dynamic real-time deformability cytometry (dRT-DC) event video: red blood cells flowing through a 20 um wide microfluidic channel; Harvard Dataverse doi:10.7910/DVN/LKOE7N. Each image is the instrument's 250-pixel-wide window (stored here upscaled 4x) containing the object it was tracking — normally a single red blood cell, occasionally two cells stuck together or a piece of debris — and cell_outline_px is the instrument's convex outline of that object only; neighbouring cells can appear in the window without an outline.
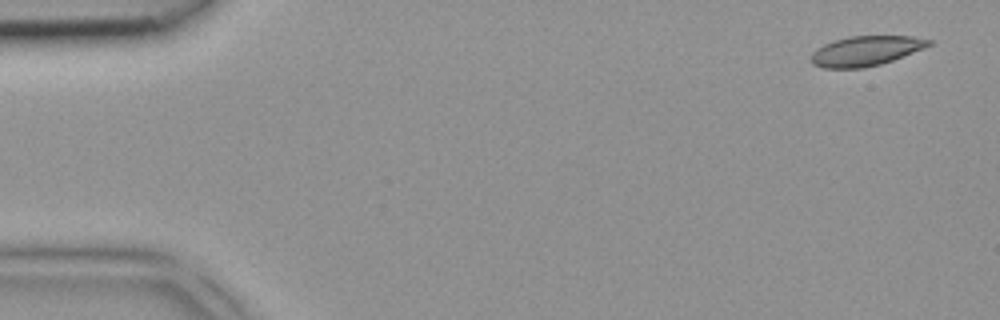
{"species": "common noctule bat (a hibernating species)", "species_latin": "Nyctalus noctula", "temperature_condition": "room temperature", "stored_images_in_passage": 4, "camera_frame_rate_fps": 3000, "um_per_image_px": 0.085, "animal": {"sex": "female", "body_mass_g": 18.4}, "frame": {"image": 1, "passage_image": 1, "time_ms": 0.0, "image_size_px": [1000, 320], "cell_outline_px": [[932, 44], [924, 48], [892, 60], [880, 64], [864, 68], [820, 68], [812, 64], [812, 52], [816, 48], [824, 44], [848, 36], [912, 36], [932, 40]], "centroid_in_image_um": [73.57, 4.33], "position_along_channel_um": 11.4, "area_um2": 20.4}}
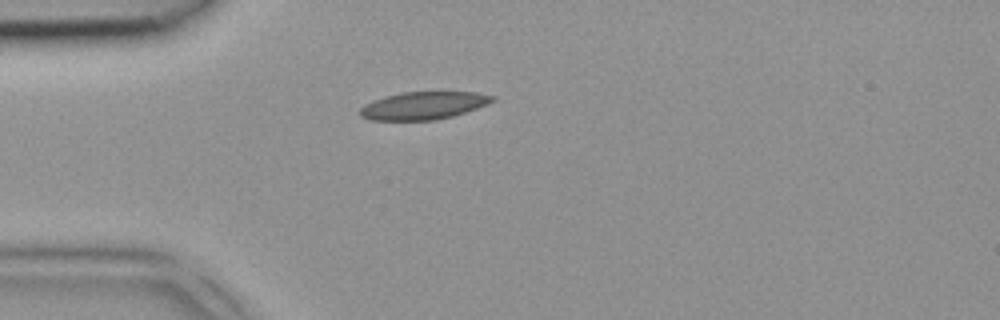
{"frame": {"image": 2, "passage_image": 4, "time_ms": 1.0, "image_size_px": [1000, 320], "cell_outline_px": [[496, 100], [488, 104], [452, 116], [436, 120], [372, 120], [360, 116], [360, 108], [376, 100], [388, 96], [404, 92], [476, 92], [496, 96]], "centroid_in_image_um": [36.06, 8.97], "position_along_channel_um": 48.9, "area_um2": 21.04}}